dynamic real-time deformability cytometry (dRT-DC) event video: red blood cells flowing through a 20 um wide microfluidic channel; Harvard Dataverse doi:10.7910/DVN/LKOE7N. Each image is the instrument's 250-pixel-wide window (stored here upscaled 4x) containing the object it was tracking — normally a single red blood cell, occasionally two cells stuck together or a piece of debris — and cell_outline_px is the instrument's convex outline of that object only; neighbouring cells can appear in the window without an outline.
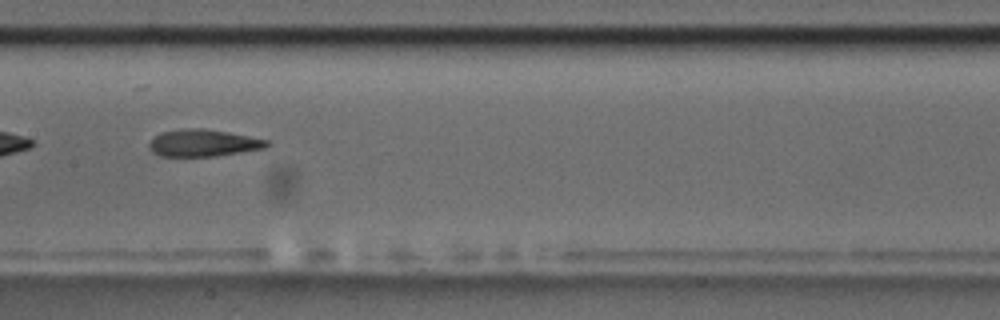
{"species": "common noctule bat (a hibernating species)", "species_latin": "Nyctalus noctula", "temperature_condition": "room temperature", "stored_images_in_passage": 5, "camera_frame_rate_fps": 3000, "um_per_image_px": 0.085, "animal": {"sex": "male", "body_mass_g": 17.5, "forearm_length_mm": 52.3}, "frame": {"image": 1, "passage_image": 4, "time_ms": 3.667, "image_size_px": [1000, 320], "cell_outline_px": [[272, 144], [264, 148], [216, 156], [160, 156], [152, 152], [148, 148], [148, 144], [160, 132], [184, 128], [204, 128], [228, 132], [268, 140]], "centroid_in_image_um": [17.26, 12.15], "position_along_channel_um": 190.1, "area_um2": 18.55}}
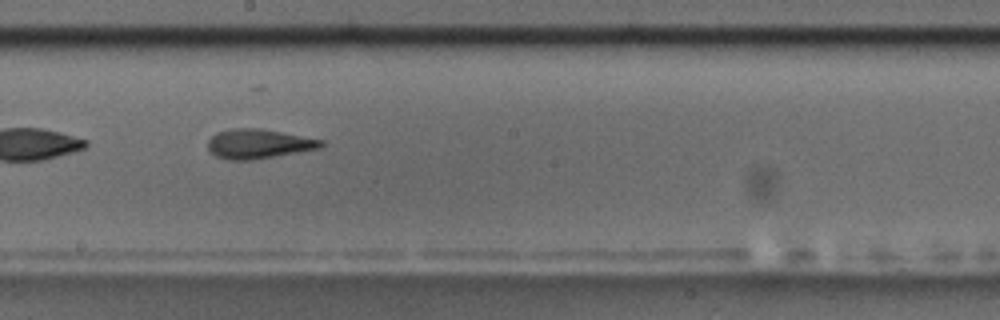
{"frame": {"image": 2, "passage_image": 5, "time_ms": 4.667, "image_size_px": [1000, 320], "cell_outline_px": [[324, 144], [320, 148], [252, 160], [228, 160], [216, 156], [208, 152], [208, 140], [216, 132], [232, 128], [260, 128], [324, 140]], "centroid_in_image_um": [21.94, 12.22], "position_along_channel_um": 226.3, "area_um2": 19.48}}